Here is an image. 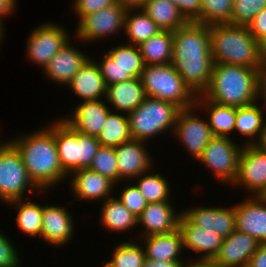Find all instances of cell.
<instances>
[{"instance_id":"1","label":"cell","mask_w":266,"mask_h":267,"mask_svg":"<svg viewBox=\"0 0 266 267\" xmlns=\"http://www.w3.org/2000/svg\"><path fill=\"white\" fill-rule=\"evenodd\" d=\"M171 64L196 96L203 94L210 84L214 64L210 26L188 22L173 31Z\"/></svg>"},{"instance_id":"2","label":"cell","mask_w":266,"mask_h":267,"mask_svg":"<svg viewBox=\"0 0 266 267\" xmlns=\"http://www.w3.org/2000/svg\"><path fill=\"white\" fill-rule=\"evenodd\" d=\"M8 141L20 153L27 173L33 183L47 191L66 183L68 175L63 171L54 136V121L40 129L13 137Z\"/></svg>"},{"instance_id":"47","label":"cell","mask_w":266,"mask_h":267,"mask_svg":"<svg viewBox=\"0 0 266 267\" xmlns=\"http://www.w3.org/2000/svg\"><path fill=\"white\" fill-rule=\"evenodd\" d=\"M17 0H0V25L5 29L4 19L16 11Z\"/></svg>"},{"instance_id":"8","label":"cell","mask_w":266,"mask_h":267,"mask_svg":"<svg viewBox=\"0 0 266 267\" xmlns=\"http://www.w3.org/2000/svg\"><path fill=\"white\" fill-rule=\"evenodd\" d=\"M40 192L46 193L30 179L20 153L8 140H0V203L30 199L31 193L41 196Z\"/></svg>"},{"instance_id":"53","label":"cell","mask_w":266,"mask_h":267,"mask_svg":"<svg viewBox=\"0 0 266 267\" xmlns=\"http://www.w3.org/2000/svg\"><path fill=\"white\" fill-rule=\"evenodd\" d=\"M256 145L266 153V127Z\"/></svg>"},{"instance_id":"14","label":"cell","mask_w":266,"mask_h":267,"mask_svg":"<svg viewBox=\"0 0 266 267\" xmlns=\"http://www.w3.org/2000/svg\"><path fill=\"white\" fill-rule=\"evenodd\" d=\"M234 186L245 188L250 196H266V153L256 144L243 145L237 176L230 187Z\"/></svg>"},{"instance_id":"12","label":"cell","mask_w":266,"mask_h":267,"mask_svg":"<svg viewBox=\"0 0 266 267\" xmlns=\"http://www.w3.org/2000/svg\"><path fill=\"white\" fill-rule=\"evenodd\" d=\"M128 8L119 3L100 9L98 12L84 16L75 27L76 41L89 42L116 36L124 30L125 16ZM78 39V40H77Z\"/></svg>"},{"instance_id":"3","label":"cell","mask_w":266,"mask_h":267,"mask_svg":"<svg viewBox=\"0 0 266 267\" xmlns=\"http://www.w3.org/2000/svg\"><path fill=\"white\" fill-rule=\"evenodd\" d=\"M260 70L231 64H213L211 80L202 94L225 106L242 107L259 101Z\"/></svg>"},{"instance_id":"37","label":"cell","mask_w":266,"mask_h":267,"mask_svg":"<svg viewBox=\"0 0 266 267\" xmlns=\"http://www.w3.org/2000/svg\"><path fill=\"white\" fill-rule=\"evenodd\" d=\"M119 241L112 249L111 259L108 262L115 267H143L146 259L142 241Z\"/></svg>"},{"instance_id":"52","label":"cell","mask_w":266,"mask_h":267,"mask_svg":"<svg viewBox=\"0 0 266 267\" xmlns=\"http://www.w3.org/2000/svg\"><path fill=\"white\" fill-rule=\"evenodd\" d=\"M260 55L266 61V35L259 41Z\"/></svg>"},{"instance_id":"46","label":"cell","mask_w":266,"mask_h":267,"mask_svg":"<svg viewBox=\"0 0 266 267\" xmlns=\"http://www.w3.org/2000/svg\"><path fill=\"white\" fill-rule=\"evenodd\" d=\"M247 267H266V243H260Z\"/></svg>"},{"instance_id":"44","label":"cell","mask_w":266,"mask_h":267,"mask_svg":"<svg viewBox=\"0 0 266 267\" xmlns=\"http://www.w3.org/2000/svg\"><path fill=\"white\" fill-rule=\"evenodd\" d=\"M175 4L188 22L201 23V0H169Z\"/></svg>"},{"instance_id":"26","label":"cell","mask_w":266,"mask_h":267,"mask_svg":"<svg viewBox=\"0 0 266 267\" xmlns=\"http://www.w3.org/2000/svg\"><path fill=\"white\" fill-rule=\"evenodd\" d=\"M145 98L146 94L140 78L107 85L105 100L112 111L128 114L134 111Z\"/></svg>"},{"instance_id":"27","label":"cell","mask_w":266,"mask_h":267,"mask_svg":"<svg viewBox=\"0 0 266 267\" xmlns=\"http://www.w3.org/2000/svg\"><path fill=\"white\" fill-rule=\"evenodd\" d=\"M259 101L236 108V123L234 132L247 137L243 145L257 144L266 127V108L258 103ZM265 113V115H264Z\"/></svg>"},{"instance_id":"40","label":"cell","mask_w":266,"mask_h":267,"mask_svg":"<svg viewBox=\"0 0 266 267\" xmlns=\"http://www.w3.org/2000/svg\"><path fill=\"white\" fill-rule=\"evenodd\" d=\"M264 8L266 0H233L231 24L247 26Z\"/></svg>"},{"instance_id":"36","label":"cell","mask_w":266,"mask_h":267,"mask_svg":"<svg viewBox=\"0 0 266 267\" xmlns=\"http://www.w3.org/2000/svg\"><path fill=\"white\" fill-rule=\"evenodd\" d=\"M151 172L152 171L149 170L148 172L142 173L130 183H135L148 204L172 201V199H170V192L172 191H170V183L167 181V177H163L164 175L161 173Z\"/></svg>"},{"instance_id":"50","label":"cell","mask_w":266,"mask_h":267,"mask_svg":"<svg viewBox=\"0 0 266 267\" xmlns=\"http://www.w3.org/2000/svg\"><path fill=\"white\" fill-rule=\"evenodd\" d=\"M188 261L187 260L183 261L181 267H219L214 260H206V259H195L192 258L190 260V258L188 257Z\"/></svg>"},{"instance_id":"48","label":"cell","mask_w":266,"mask_h":267,"mask_svg":"<svg viewBox=\"0 0 266 267\" xmlns=\"http://www.w3.org/2000/svg\"><path fill=\"white\" fill-rule=\"evenodd\" d=\"M184 260H152L146 258L143 267H181Z\"/></svg>"},{"instance_id":"31","label":"cell","mask_w":266,"mask_h":267,"mask_svg":"<svg viewBox=\"0 0 266 267\" xmlns=\"http://www.w3.org/2000/svg\"><path fill=\"white\" fill-rule=\"evenodd\" d=\"M162 29L143 11L142 8H128L123 33L128 44L139 46Z\"/></svg>"},{"instance_id":"28","label":"cell","mask_w":266,"mask_h":267,"mask_svg":"<svg viewBox=\"0 0 266 267\" xmlns=\"http://www.w3.org/2000/svg\"><path fill=\"white\" fill-rule=\"evenodd\" d=\"M145 244L146 258L152 260H183L182 254L184 250L183 238L179 229L168 234L153 235L139 238Z\"/></svg>"},{"instance_id":"25","label":"cell","mask_w":266,"mask_h":267,"mask_svg":"<svg viewBox=\"0 0 266 267\" xmlns=\"http://www.w3.org/2000/svg\"><path fill=\"white\" fill-rule=\"evenodd\" d=\"M91 57L80 68L71 82L65 86L72 90L80 101L105 99L107 85L101 75L100 68L95 59Z\"/></svg>"},{"instance_id":"23","label":"cell","mask_w":266,"mask_h":267,"mask_svg":"<svg viewBox=\"0 0 266 267\" xmlns=\"http://www.w3.org/2000/svg\"><path fill=\"white\" fill-rule=\"evenodd\" d=\"M178 229L182 234L184 250L199 254L198 259L214 260L224 240L221 235L193 225L183 214Z\"/></svg>"},{"instance_id":"41","label":"cell","mask_w":266,"mask_h":267,"mask_svg":"<svg viewBox=\"0 0 266 267\" xmlns=\"http://www.w3.org/2000/svg\"><path fill=\"white\" fill-rule=\"evenodd\" d=\"M126 184L118 195V199L123 205L137 218L142 214V211L147 207V201L140 193L137 186L133 183Z\"/></svg>"},{"instance_id":"5","label":"cell","mask_w":266,"mask_h":267,"mask_svg":"<svg viewBox=\"0 0 266 267\" xmlns=\"http://www.w3.org/2000/svg\"><path fill=\"white\" fill-rule=\"evenodd\" d=\"M146 97L174 103L180 109L193 107L196 95L169 64L145 65L140 76Z\"/></svg>"},{"instance_id":"13","label":"cell","mask_w":266,"mask_h":267,"mask_svg":"<svg viewBox=\"0 0 266 267\" xmlns=\"http://www.w3.org/2000/svg\"><path fill=\"white\" fill-rule=\"evenodd\" d=\"M198 111L200 109L196 104L193 107L180 109L172 134L195 160L201 156L208 142L214 137L207 117L204 118L202 115L199 117Z\"/></svg>"},{"instance_id":"18","label":"cell","mask_w":266,"mask_h":267,"mask_svg":"<svg viewBox=\"0 0 266 267\" xmlns=\"http://www.w3.org/2000/svg\"><path fill=\"white\" fill-rule=\"evenodd\" d=\"M181 212H177L172 201L149 203L137 218V226L142 230L138 232L140 238L168 234L178 229Z\"/></svg>"},{"instance_id":"33","label":"cell","mask_w":266,"mask_h":267,"mask_svg":"<svg viewBox=\"0 0 266 267\" xmlns=\"http://www.w3.org/2000/svg\"><path fill=\"white\" fill-rule=\"evenodd\" d=\"M141 8L162 30L175 31L188 23L169 0H146Z\"/></svg>"},{"instance_id":"22","label":"cell","mask_w":266,"mask_h":267,"mask_svg":"<svg viewBox=\"0 0 266 267\" xmlns=\"http://www.w3.org/2000/svg\"><path fill=\"white\" fill-rule=\"evenodd\" d=\"M90 56L71 44L69 39L42 70L47 80L67 86Z\"/></svg>"},{"instance_id":"42","label":"cell","mask_w":266,"mask_h":267,"mask_svg":"<svg viewBox=\"0 0 266 267\" xmlns=\"http://www.w3.org/2000/svg\"><path fill=\"white\" fill-rule=\"evenodd\" d=\"M7 236L0 229V267H22V258L19 257L14 242Z\"/></svg>"},{"instance_id":"15","label":"cell","mask_w":266,"mask_h":267,"mask_svg":"<svg viewBox=\"0 0 266 267\" xmlns=\"http://www.w3.org/2000/svg\"><path fill=\"white\" fill-rule=\"evenodd\" d=\"M145 143L131 139L114 147L118 166V184L121 181H132L149 170L154 171V160Z\"/></svg>"},{"instance_id":"51","label":"cell","mask_w":266,"mask_h":267,"mask_svg":"<svg viewBox=\"0 0 266 267\" xmlns=\"http://www.w3.org/2000/svg\"><path fill=\"white\" fill-rule=\"evenodd\" d=\"M146 0H117V2L126 8H141Z\"/></svg>"},{"instance_id":"39","label":"cell","mask_w":266,"mask_h":267,"mask_svg":"<svg viewBox=\"0 0 266 267\" xmlns=\"http://www.w3.org/2000/svg\"><path fill=\"white\" fill-rule=\"evenodd\" d=\"M89 168L112 180L118 188V166L114 147L100 146Z\"/></svg>"},{"instance_id":"38","label":"cell","mask_w":266,"mask_h":267,"mask_svg":"<svg viewBox=\"0 0 266 267\" xmlns=\"http://www.w3.org/2000/svg\"><path fill=\"white\" fill-rule=\"evenodd\" d=\"M233 0H201V23L205 25L231 24Z\"/></svg>"},{"instance_id":"24","label":"cell","mask_w":266,"mask_h":267,"mask_svg":"<svg viewBox=\"0 0 266 267\" xmlns=\"http://www.w3.org/2000/svg\"><path fill=\"white\" fill-rule=\"evenodd\" d=\"M259 245L260 242L252 236L234 230L224 238L214 261L219 267H247Z\"/></svg>"},{"instance_id":"32","label":"cell","mask_w":266,"mask_h":267,"mask_svg":"<svg viewBox=\"0 0 266 267\" xmlns=\"http://www.w3.org/2000/svg\"><path fill=\"white\" fill-rule=\"evenodd\" d=\"M5 205L17 210L15 220L22 233L41 239L43 205L40 202L35 203L25 198L10 201Z\"/></svg>"},{"instance_id":"35","label":"cell","mask_w":266,"mask_h":267,"mask_svg":"<svg viewBox=\"0 0 266 267\" xmlns=\"http://www.w3.org/2000/svg\"><path fill=\"white\" fill-rule=\"evenodd\" d=\"M132 138L127 114L110 111L106 122L97 137L101 146L117 147Z\"/></svg>"},{"instance_id":"4","label":"cell","mask_w":266,"mask_h":267,"mask_svg":"<svg viewBox=\"0 0 266 267\" xmlns=\"http://www.w3.org/2000/svg\"><path fill=\"white\" fill-rule=\"evenodd\" d=\"M210 44L214 64H231L260 70L264 60L259 41L246 25H210Z\"/></svg>"},{"instance_id":"54","label":"cell","mask_w":266,"mask_h":267,"mask_svg":"<svg viewBox=\"0 0 266 267\" xmlns=\"http://www.w3.org/2000/svg\"><path fill=\"white\" fill-rule=\"evenodd\" d=\"M5 30L6 29H4L1 25H0V46H1V44H2V42H4V36H5Z\"/></svg>"},{"instance_id":"9","label":"cell","mask_w":266,"mask_h":267,"mask_svg":"<svg viewBox=\"0 0 266 267\" xmlns=\"http://www.w3.org/2000/svg\"><path fill=\"white\" fill-rule=\"evenodd\" d=\"M242 148L232 137L214 136L196 161L208 167L217 182L230 187L237 176Z\"/></svg>"},{"instance_id":"29","label":"cell","mask_w":266,"mask_h":267,"mask_svg":"<svg viewBox=\"0 0 266 267\" xmlns=\"http://www.w3.org/2000/svg\"><path fill=\"white\" fill-rule=\"evenodd\" d=\"M196 105L202 114H206L214 136L231 137L236 123V107L216 104L202 94L196 97Z\"/></svg>"},{"instance_id":"10","label":"cell","mask_w":266,"mask_h":267,"mask_svg":"<svg viewBox=\"0 0 266 267\" xmlns=\"http://www.w3.org/2000/svg\"><path fill=\"white\" fill-rule=\"evenodd\" d=\"M102 55L95 61L106 85L140 78L144 70L145 64L138 46L117 44Z\"/></svg>"},{"instance_id":"11","label":"cell","mask_w":266,"mask_h":267,"mask_svg":"<svg viewBox=\"0 0 266 267\" xmlns=\"http://www.w3.org/2000/svg\"><path fill=\"white\" fill-rule=\"evenodd\" d=\"M63 23L48 22L34 27L27 37L26 52L28 61L43 70L57 52L72 38Z\"/></svg>"},{"instance_id":"43","label":"cell","mask_w":266,"mask_h":267,"mask_svg":"<svg viewBox=\"0 0 266 267\" xmlns=\"http://www.w3.org/2000/svg\"><path fill=\"white\" fill-rule=\"evenodd\" d=\"M117 0H73L72 11L75 12L79 22L84 16L98 12L108 6L117 4Z\"/></svg>"},{"instance_id":"20","label":"cell","mask_w":266,"mask_h":267,"mask_svg":"<svg viewBox=\"0 0 266 267\" xmlns=\"http://www.w3.org/2000/svg\"><path fill=\"white\" fill-rule=\"evenodd\" d=\"M75 105L72 113L61 119L79 133L98 137L111 111L106 100L81 101Z\"/></svg>"},{"instance_id":"49","label":"cell","mask_w":266,"mask_h":267,"mask_svg":"<svg viewBox=\"0 0 266 267\" xmlns=\"http://www.w3.org/2000/svg\"><path fill=\"white\" fill-rule=\"evenodd\" d=\"M259 101L266 108V61L260 69Z\"/></svg>"},{"instance_id":"16","label":"cell","mask_w":266,"mask_h":267,"mask_svg":"<svg viewBox=\"0 0 266 267\" xmlns=\"http://www.w3.org/2000/svg\"><path fill=\"white\" fill-rule=\"evenodd\" d=\"M75 220L70 210L61 205H43L41 239L54 248L61 247L75 235Z\"/></svg>"},{"instance_id":"7","label":"cell","mask_w":266,"mask_h":267,"mask_svg":"<svg viewBox=\"0 0 266 267\" xmlns=\"http://www.w3.org/2000/svg\"><path fill=\"white\" fill-rule=\"evenodd\" d=\"M58 119H54L55 142L62 169L69 176L75 170L89 168L101 145L97 137L79 133L61 117Z\"/></svg>"},{"instance_id":"21","label":"cell","mask_w":266,"mask_h":267,"mask_svg":"<svg viewBox=\"0 0 266 267\" xmlns=\"http://www.w3.org/2000/svg\"><path fill=\"white\" fill-rule=\"evenodd\" d=\"M235 203L236 230L266 243V196H248ZM242 202V203H241Z\"/></svg>"},{"instance_id":"17","label":"cell","mask_w":266,"mask_h":267,"mask_svg":"<svg viewBox=\"0 0 266 267\" xmlns=\"http://www.w3.org/2000/svg\"><path fill=\"white\" fill-rule=\"evenodd\" d=\"M183 215L195 226L214 231L223 238L236 230L235 205L233 206H190L184 209Z\"/></svg>"},{"instance_id":"30","label":"cell","mask_w":266,"mask_h":267,"mask_svg":"<svg viewBox=\"0 0 266 267\" xmlns=\"http://www.w3.org/2000/svg\"><path fill=\"white\" fill-rule=\"evenodd\" d=\"M100 212V224L102 229L109 233H123L135 229L137 226V217L133 215L123 203L115 196L103 201ZM104 227V228H103ZM135 227V228H134ZM128 230V231H127Z\"/></svg>"},{"instance_id":"19","label":"cell","mask_w":266,"mask_h":267,"mask_svg":"<svg viewBox=\"0 0 266 267\" xmlns=\"http://www.w3.org/2000/svg\"><path fill=\"white\" fill-rule=\"evenodd\" d=\"M68 179H70L71 194L74 193V198L82 202L83 200L90 203L96 200L103 202L115 195L113 194L116 190L115 183L90 168L75 170L68 176Z\"/></svg>"},{"instance_id":"34","label":"cell","mask_w":266,"mask_h":267,"mask_svg":"<svg viewBox=\"0 0 266 267\" xmlns=\"http://www.w3.org/2000/svg\"><path fill=\"white\" fill-rule=\"evenodd\" d=\"M138 47L145 65L169 64L173 52V31L162 30Z\"/></svg>"},{"instance_id":"6","label":"cell","mask_w":266,"mask_h":267,"mask_svg":"<svg viewBox=\"0 0 266 267\" xmlns=\"http://www.w3.org/2000/svg\"><path fill=\"white\" fill-rule=\"evenodd\" d=\"M179 111L180 108L172 102L146 97L127 114L132 138L148 142L167 131L172 135Z\"/></svg>"},{"instance_id":"55","label":"cell","mask_w":266,"mask_h":267,"mask_svg":"<svg viewBox=\"0 0 266 267\" xmlns=\"http://www.w3.org/2000/svg\"><path fill=\"white\" fill-rule=\"evenodd\" d=\"M101 267H115V266H112L108 261L107 262L103 261Z\"/></svg>"},{"instance_id":"45","label":"cell","mask_w":266,"mask_h":267,"mask_svg":"<svg viewBox=\"0 0 266 267\" xmlns=\"http://www.w3.org/2000/svg\"><path fill=\"white\" fill-rule=\"evenodd\" d=\"M247 26L255 39L260 41L266 35V8L257 13Z\"/></svg>"}]
</instances>
